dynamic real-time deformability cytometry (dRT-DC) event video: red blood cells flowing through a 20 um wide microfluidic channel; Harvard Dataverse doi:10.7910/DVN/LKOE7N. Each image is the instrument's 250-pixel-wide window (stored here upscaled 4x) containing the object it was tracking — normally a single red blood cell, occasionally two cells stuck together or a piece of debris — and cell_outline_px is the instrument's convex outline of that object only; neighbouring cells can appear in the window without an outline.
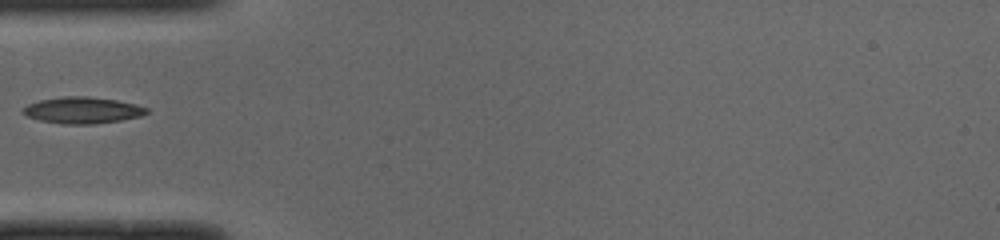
{"species": "common noctule bat (a hibernating species)", "species_latin": "Nyctalus noctula", "temperature_condition": "cold", "stored_images_in_passage": 31, "camera_frame_rate_fps": 3000, "um_per_image_px": 0.085, "animal": {"sex": "male", "body_mass_g": 19.0, "forearm_length_mm": 50.8}, "frame": {"image": 1, "passage_image": 1, "time_ms": 0.0, "image_size_px": [1000, 240], "cell_outline_px": [[148, 112], [140, 116], [120, 120], [92, 124], [60, 124], [40, 120], [28, 116], [20, 112], [20, 108], [28, 104], [40, 100], [64, 96], [88, 96], [116, 100], [136, 104], [148, 108]], "centroid_in_image_um": [6.97, 9.36], "position_along_channel_um": 78.0, "area_um2": 19.07}}